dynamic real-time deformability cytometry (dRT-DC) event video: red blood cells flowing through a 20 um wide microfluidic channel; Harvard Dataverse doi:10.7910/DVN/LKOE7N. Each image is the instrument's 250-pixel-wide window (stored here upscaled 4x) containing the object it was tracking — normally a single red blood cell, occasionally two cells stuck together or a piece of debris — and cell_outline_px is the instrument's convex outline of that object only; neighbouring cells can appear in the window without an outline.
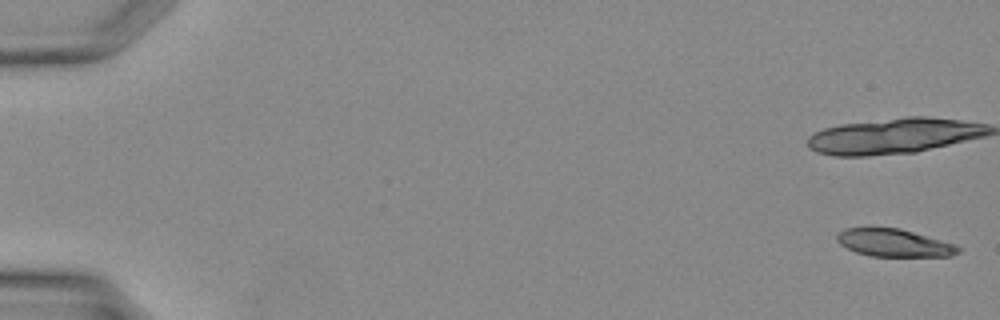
{"species": "Egyptian fruit bat (a non-hibernating species)", "species_latin": "Rousettus aegyptiacus", "temperature_condition": "warm", "stored_images_in_passage": 7, "camera_frame_rate_fps": 3000, "um_per_image_px": 0.085, "animal": {"sex": "female"}, "frame": {"image": 1, "passage_image": 1, "time_ms": 0.0, "image_size_px": [1000, 320], "cell_outline_px": [[960, 252], [952, 256], [868, 256], [856, 252], [840, 244], [836, 240], [836, 236], [844, 228], [900, 228], [956, 244], [960, 248]], "centroid_in_image_um": [76.01, 20.65], "position_along_channel_um": 9.0, "area_um2": 19.48}}